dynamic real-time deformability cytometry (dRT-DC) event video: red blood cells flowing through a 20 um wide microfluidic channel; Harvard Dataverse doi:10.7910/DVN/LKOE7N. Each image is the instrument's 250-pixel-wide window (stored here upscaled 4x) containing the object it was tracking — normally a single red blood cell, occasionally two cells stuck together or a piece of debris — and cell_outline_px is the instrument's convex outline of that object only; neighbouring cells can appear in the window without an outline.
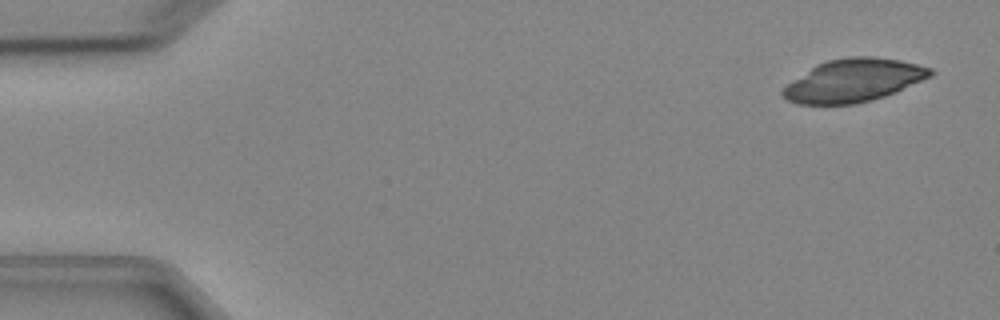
{"species": "Egyptian fruit bat (a non-hibernating species)", "species_latin": "Rousettus aegyptiacus", "temperature_condition": "cold", "stored_images_in_passage": 6, "camera_frame_rate_fps": 3000, "um_per_image_px": 0.085, "animal": {"sex": "female"}, "frame": {"image": 1, "passage_image": 1, "time_ms": 0.0, "image_size_px": [1000, 320], "cell_outline_px": [[936, 72], [932, 76], [896, 92], [872, 100], [856, 104], [796, 104], [788, 100], [780, 92], [788, 84], [816, 64], [828, 60], [848, 56], [868, 56], [900, 60], [932, 68]], "centroid_in_image_um": [72.59, 6.83], "position_along_channel_um": 12.4, "area_um2": 36.82}}